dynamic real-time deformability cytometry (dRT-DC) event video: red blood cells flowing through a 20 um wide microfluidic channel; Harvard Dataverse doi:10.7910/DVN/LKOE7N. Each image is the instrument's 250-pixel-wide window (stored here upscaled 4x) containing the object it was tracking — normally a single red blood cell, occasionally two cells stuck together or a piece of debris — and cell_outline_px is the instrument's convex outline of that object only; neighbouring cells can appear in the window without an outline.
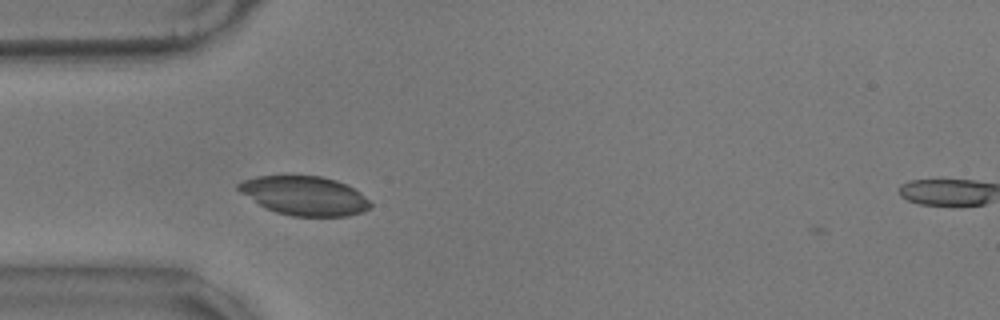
{"species": "common noctule bat (a hibernating species)", "species_latin": "Nyctalus noctula", "temperature_condition": "warm", "stored_images_in_passage": 5, "camera_frame_rate_fps": 3000, "um_per_image_px": 0.085, "animal": {"sex": "male", "body_mass_g": 17.9}, "frame": {"image": 1, "passage_image": 4, "time_ms": 1.0, "image_size_px": [1000, 320], "cell_outline_px": [[372, 204], [364, 212], [348, 216], [292, 216], [276, 212], [264, 208], [240, 192], [236, 188], [236, 184], [244, 180], [256, 176], [320, 176], [336, 180], [360, 192]], "centroid_in_image_um": [25.86, 16.64], "position_along_channel_um": 59.1, "area_um2": 29.94}}